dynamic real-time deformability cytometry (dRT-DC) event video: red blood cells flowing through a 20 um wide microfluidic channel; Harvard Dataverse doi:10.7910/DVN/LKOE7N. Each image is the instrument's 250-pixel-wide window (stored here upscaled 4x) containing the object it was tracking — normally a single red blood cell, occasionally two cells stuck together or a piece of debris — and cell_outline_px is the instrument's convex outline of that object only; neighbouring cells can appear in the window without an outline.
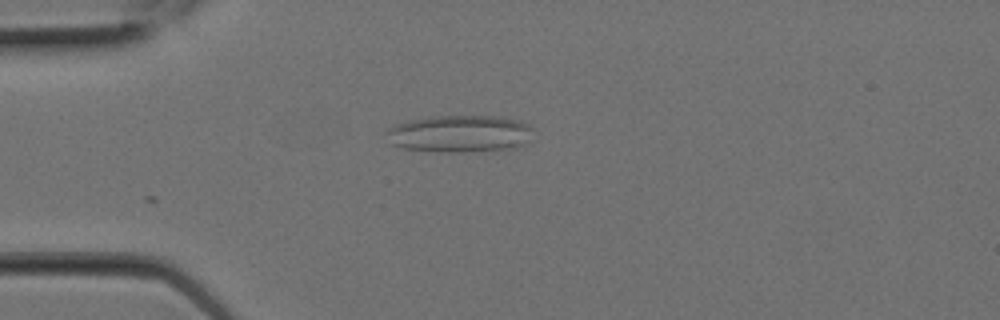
{"species": "Egyptian fruit bat (a non-hibernating species)", "species_latin": "Rousettus aegyptiacus", "temperature_condition": "room temperature", "stored_images_in_passage": 2, "camera_frame_rate_fps": 3000, "um_per_image_px": 0.085, "animal": {"sex": "female"}, "frame": {"image": 1, "passage_image": 2, "time_ms": 0.333, "image_size_px": [1000, 320], "cell_outline_px": [[536, 128], [528, 144], [524, 148], [464, 152], [440, 152], [400, 148], [388, 144], [384, 132], [388, 128], [396, 124], [408, 120], [428, 116], [500, 116], [520, 120]], "centroid_in_image_um": [39.12, 11.38], "position_along_channel_um": 45.9, "area_um2": 33.06}}